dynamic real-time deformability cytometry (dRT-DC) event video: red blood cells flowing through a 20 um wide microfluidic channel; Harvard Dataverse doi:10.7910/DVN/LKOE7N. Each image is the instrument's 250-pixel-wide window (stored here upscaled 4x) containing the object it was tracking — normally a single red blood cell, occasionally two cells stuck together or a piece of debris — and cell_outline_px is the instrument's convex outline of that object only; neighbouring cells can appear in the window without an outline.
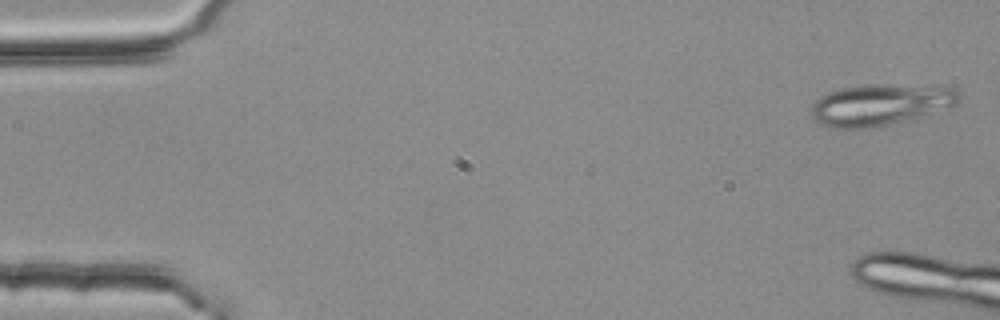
{"species": "common noctule bat (a hibernating species)", "species_latin": "Nyctalus noctula", "temperature_condition": "room temperature", "stored_images_in_passage": 4, "camera_frame_rate_fps": 3000, "um_per_image_px": 0.085, "animal": {"sex": "female", "body_mass_g": 25.1}, "frame": {"image": 1, "passage_image": 1, "time_ms": 0.0, "image_size_px": [1000, 320], "cell_outline_px": [[960, 100], [956, 104], [916, 120], [864, 128], [832, 128], [820, 124], [812, 116], [812, 104], [820, 96], [840, 88], [872, 84], [940, 84], [956, 88], [960, 92]], "centroid_in_image_um": [74.95, 8.87], "position_along_channel_um": 10.1, "area_um2": 36.59}}